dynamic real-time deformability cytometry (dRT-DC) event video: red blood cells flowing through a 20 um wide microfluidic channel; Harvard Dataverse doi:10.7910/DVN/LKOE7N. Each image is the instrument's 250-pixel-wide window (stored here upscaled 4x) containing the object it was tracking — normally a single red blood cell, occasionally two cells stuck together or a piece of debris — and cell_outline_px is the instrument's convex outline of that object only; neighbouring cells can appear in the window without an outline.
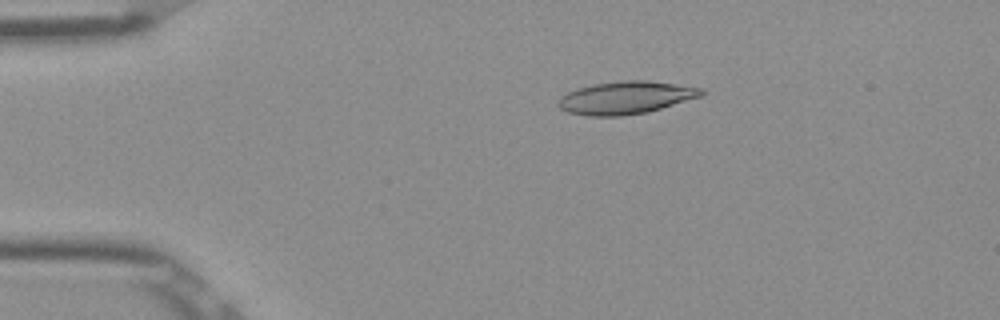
{"species": "Egyptian fruit bat (a non-hibernating species)", "species_latin": "Rousettus aegyptiacus", "temperature_condition": "room temperature", "stored_images_in_passage": 52, "camera_frame_rate_fps": 3000, "um_per_image_px": 0.085, "frame": {"image": 1, "passage_image": 10, "time_ms": 3.0, "image_size_px": [1000, 320], "cell_outline_px": [[704, 92], [700, 96], [648, 112], [620, 116], [588, 116], [568, 112], [560, 108], [556, 104], [556, 100], [560, 96], [568, 92], [580, 88], [596, 84], [624, 80], [644, 80], [704, 88]], "centroid_in_image_um": [53.15, 8.31], "position_along_channel_um": 31.9, "area_um2": 26.99}}
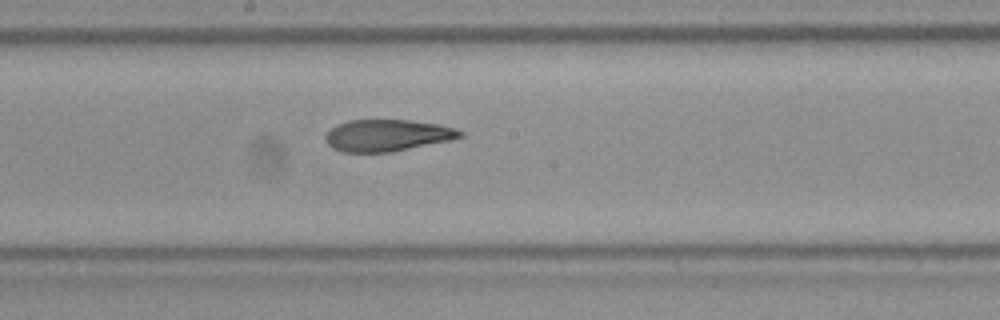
{"frame": {"image": 2, "passage_image": 28, "time_ms": 9.0, "image_size_px": [1000, 320], "cell_outline_px": [[464, 136], [452, 140], [392, 152], [340, 152], [332, 148], [324, 140], [324, 136], [336, 124], [348, 120], [408, 120], [440, 124], [456, 128], [464, 132]], "centroid_in_image_um": [32.93, 11.51], "position_along_channel_um": 215.3, "area_um2": 25.2}}
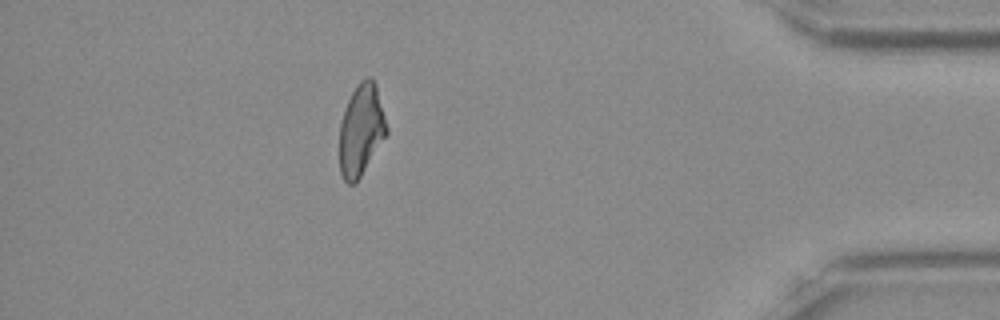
{"frame": {"image": 3, "passage_image": 46, "time_ms": 15.0, "image_size_px": [1000, 320], "cell_outline_px": [[388, 132], [356, 184], [348, 184], [344, 180], [340, 172], [340, 124], [348, 100], [356, 84], [360, 80], [368, 76], [372, 76], [376, 84], [388, 128]], "centroid_in_image_um": [30.7, 11.04], "position_along_channel_um": 404.5, "area_um2": 25.14}, "authors_computed_cell_mechanics": {"area_um2": 26.0389, "velocity_mm_per_s": 3.9017, "shape_relaxation_time_tau1_ms": null, "shape_relaxation_time_tau2_ms": 3.053, "deformation_change_tau1": null, "deformation_change_tau2": 0.1107}}